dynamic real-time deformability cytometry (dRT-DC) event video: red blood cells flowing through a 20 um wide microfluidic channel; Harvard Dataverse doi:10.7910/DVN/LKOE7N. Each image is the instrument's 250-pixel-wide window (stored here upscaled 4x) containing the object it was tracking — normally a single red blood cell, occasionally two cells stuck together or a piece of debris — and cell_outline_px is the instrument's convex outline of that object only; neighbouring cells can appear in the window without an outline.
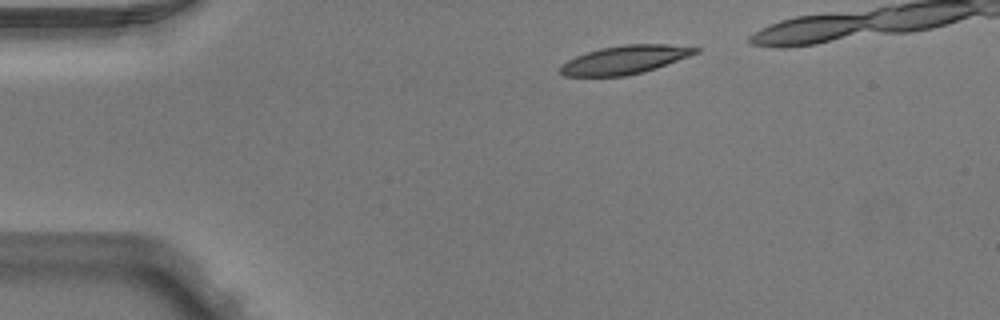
{"species": "Egyptian fruit bat (a non-hibernating species)", "species_latin": "Rousettus aegyptiacus", "temperature_condition": "warm", "stored_images_in_passage": 4, "camera_frame_rate_fps": 3000, "um_per_image_px": 0.085, "animal": {"sex": "male"}, "frame": {"image": 1, "passage_image": 1, "time_ms": 0.0, "image_size_px": [1000, 320], "cell_outline_px": [[700, 52], [656, 68], [644, 72], [624, 76], [564, 76], [560, 72], [560, 64], [576, 56], [600, 48], [624, 44], [668, 44], [700, 48]], "centroid_in_image_um": [53.11, 5.08], "position_along_channel_um": 31.9, "area_um2": 22.37}}
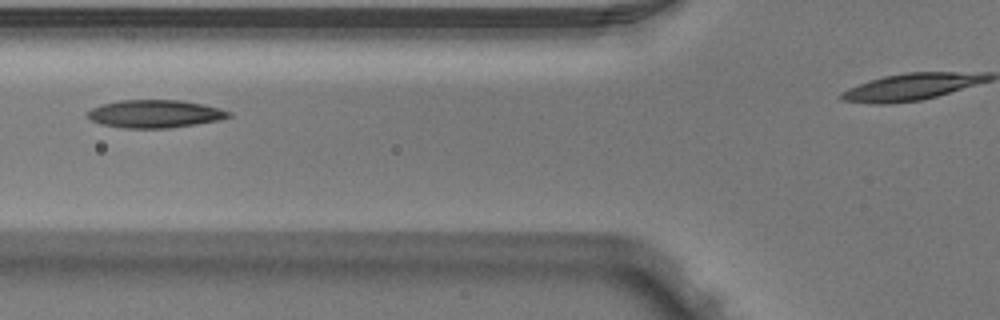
{"frame": {"image": 2, "passage_image": 4, "time_ms": 1.0, "image_size_px": [1000, 320], "cell_outline_px": [[232, 116], [220, 120], [196, 124], [168, 128], [124, 128], [100, 124], [84, 116], [84, 112], [92, 108], [104, 104], [120, 100], [180, 100], [204, 104], [220, 108], [232, 112]], "centroid_in_image_um": [13.17, 9.67], "position_along_channel_um": 112.6, "area_um2": 23.12}}